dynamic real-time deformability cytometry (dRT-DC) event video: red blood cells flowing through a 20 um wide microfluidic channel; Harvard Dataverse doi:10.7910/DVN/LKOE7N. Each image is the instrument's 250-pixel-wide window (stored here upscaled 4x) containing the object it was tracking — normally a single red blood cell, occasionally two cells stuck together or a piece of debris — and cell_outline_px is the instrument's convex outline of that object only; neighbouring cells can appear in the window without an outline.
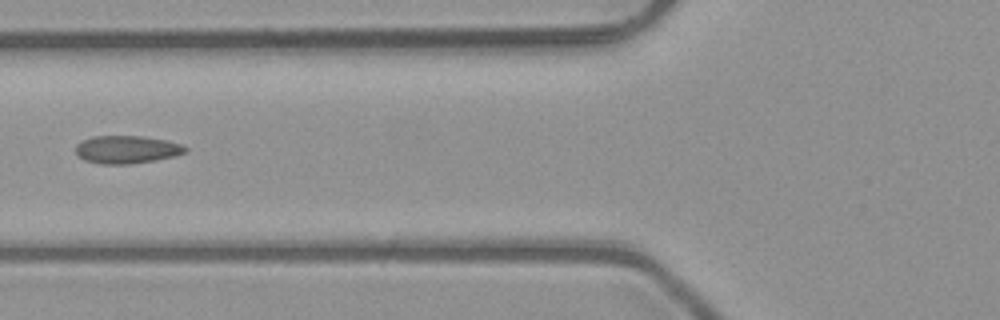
{"species": "common noctule bat (a hibernating species)", "species_latin": "Nyctalus noctula", "temperature_condition": "room temperature", "stored_images_in_passage": 5, "camera_frame_rate_fps": 3000, "um_per_image_px": 0.085, "animal": {"sex": "male", "body_mass_g": 23.1, "forearm_length_mm": 52.7}, "frame": {"image": 1, "passage_image": 4, "time_ms": 1.0, "image_size_px": [1000, 320], "cell_outline_px": [[188, 152], [176, 156], [156, 160], [132, 164], [100, 164], [84, 160], [76, 156], [76, 144], [92, 136], [140, 136], [164, 140], [180, 144], [188, 148]], "centroid_in_image_um": [10.77, 12.72], "position_along_channel_um": 115.0, "area_um2": 17.92}}
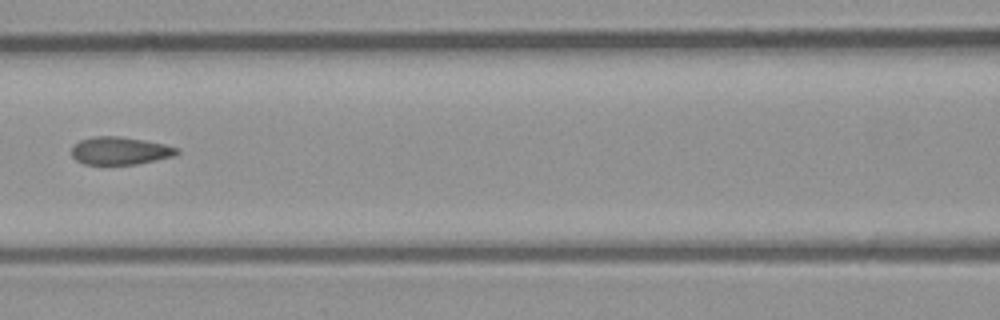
{"frame": {"image": 2, "passage_image": 5, "time_ms": 1.333, "image_size_px": [1000, 320], "cell_outline_px": [[180, 152], [176, 156], [136, 164], [84, 164], [76, 160], [72, 156], [72, 148], [80, 140], [96, 136], [116, 136], [144, 140], [164, 144], [180, 148]], "centroid_in_image_um": [10.25, 12.82], "position_along_channel_um": 156.4, "area_um2": 16.99}}